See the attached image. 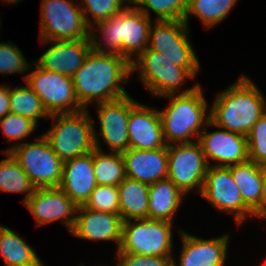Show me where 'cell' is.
I'll use <instances>...</instances> for the list:
<instances>
[{
	"mask_svg": "<svg viewBox=\"0 0 266 266\" xmlns=\"http://www.w3.org/2000/svg\"><path fill=\"white\" fill-rule=\"evenodd\" d=\"M84 206L96 211L119 214L118 186L97 185Z\"/></svg>",
	"mask_w": 266,
	"mask_h": 266,
	"instance_id": "33",
	"label": "cell"
},
{
	"mask_svg": "<svg viewBox=\"0 0 266 266\" xmlns=\"http://www.w3.org/2000/svg\"><path fill=\"white\" fill-rule=\"evenodd\" d=\"M21 50L11 42H0V74H23L32 67ZM30 65V66H29Z\"/></svg>",
	"mask_w": 266,
	"mask_h": 266,
	"instance_id": "34",
	"label": "cell"
},
{
	"mask_svg": "<svg viewBox=\"0 0 266 266\" xmlns=\"http://www.w3.org/2000/svg\"><path fill=\"white\" fill-rule=\"evenodd\" d=\"M24 205L37 225L60 220L70 232L74 227L78 206L60 188H36Z\"/></svg>",
	"mask_w": 266,
	"mask_h": 266,
	"instance_id": "15",
	"label": "cell"
},
{
	"mask_svg": "<svg viewBox=\"0 0 266 266\" xmlns=\"http://www.w3.org/2000/svg\"><path fill=\"white\" fill-rule=\"evenodd\" d=\"M131 74L130 62L123 56L90 50L73 74L76 96L84 109L88 104L109 102L128 95L121 85Z\"/></svg>",
	"mask_w": 266,
	"mask_h": 266,
	"instance_id": "1",
	"label": "cell"
},
{
	"mask_svg": "<svg viewBox=\"0 0 266 266\" xmlns=\"http://www.w3.org/2000/svg\"><path fill=\"white\" fill-rule=\"evenodd\" d=\"M10 113L27 117L37 125L40 118H50L42 100L28 85L10 86Z\"/></svg>",
	"mask_w": 266,
	"mask_h": 266,
	"instance_id": "30",
	"label": "cell"
},
{
	"mask_svg": "<svg viewBox=\"0 0 266 266\" xmlns=\"http://www.w3.org/2000/svg\"><path fill=\"white\" fill-rule=\"evenodd\" d=\"M53 43L35 62L43 69L72 77L92 49L90 39L41 41Z\"/></svg>",
	"mask_w": 266,
	"mask_h": 266,
	"instance_id": "20",
	"label": "cell"
},
{
	"mask_svg": "<svg viewBox=\"0 0 266 266\" xmlns=\"http://www.w3.org/2000/svg\"><path fill=\"white\" fill-rule=\"evenodd\" d=\"M167 151V178L185 195L195 188L201 194L209 165L200 143L171 144Z\"/></svg>",
	"mask_w": 266,
	"mask_h": 266,
	"instance_id": "12",
	"label": "cell"
},
{
	"mask_svg": "<svg viewBox=\"0 0 266 266\" xmlns=\"http://www.w3.org/2000/svg\"><path fill=\"white\" fill-rule=\"evenodd\" d=\"M96 25L103 39H99L100 36L95 34L92 26L89 38L94 51L121 55L131 62L135 54L137 57L148 46L151 18L137 7L127 6L123 11Z\"/></svg>",
	"mask_w": 266,
	"mask_h": 266,
	"instance_id": "3",
	"label": "cell"
},
{
	"mask_svg": "<svg viewBox=\"0 0 266 266\" xmlns=\"http://www.w3.org/2000/svg\"><path fill=\"white\" fill-rule=\"evenodd\" d=\"M189 0H143L137 8L151 18L153 11L157 21L184 20Z\"/></svg>",
	"mask_w": 266,
	"mask_h": 266,
	"instance_id": "31",
	"label": "cell"
},
{
	"mask_svg": "<svg viewBox=\"0 0 266 266\" xmlns=\"http://www.w3.org/2000/svg\"><path fill=\"white\" fill-rule=\"evenodd\" d=\"M184 195L169 178L149 185V219L173 223Z\"/></svg>",
	"mask_w": 266,
	"mask_h": 266,
	"instance_id": "24",
	"label": "cell"
},
{
	"mask_svg": "<svg viewBox=\"0 0 266 266\" xmlns=\"http://www.w3.org/2000/svg\"><path fill=\"white\" fill-rule=\"evenodd\" d=\"M0 254L6 266H45L34 249L8 227L0 226Z\"/></svg>",
	"mask_w": 266,
	"mask_h": 266,
	"instance_id": "27",
	"label": "cell"
},
{
	"mask_svg": "<svg viewBox=\"0 0 266 266\" xmlns=\"http://www.w3.org/2000/svg\"><path fill=\"white\" fill-rule=\"evenodd\" d=\"M126 177L151 185L167 178L168 151L165 148L140 150L129 148L121 153Z\"/></svg>",
	"mask_w": 266,
	"mask_h": 266,
	"instance_id": "22",
	"label": "cell"
},
{
	"mask_svg": "<svg viewBox=\"0 0 266 266\" xmlns=\"http://www.w3.org/2000/svg\"><path fill=\"white\" fill-rule=\"evenodd\" d=\"M207 127H219L247 136L254 124L266 113L261 91L247 76L240 78L216 96L209 109Z\"/></svg>",
	"mask_w": 266,
	"mask_h": 266,
	"instance_id": "2",
	"label": "cell"
},
{
	"mask_svg": "<svg viewBox=\"0 0 266 266\" xmlns=\"http://www.w3.org/2000/svg\"><path fill=\"white\" fill-rule=\"evenodd\" d=\"M126 1V6L131 7V5H133L132 7H137L143 0H125ZM128 4V5H127Z\"/></svg>",
	"mask_w": 266,
	"mask_h": 266,
	"instance_id": "40",
	"label": "cell"
},
{
	"mask_svg": "<svg viewBox=\"0 0 266 266\" xmlns=\"http://www.w3.org/2000/svg\"><path fill=\"white\" fill-rule=\"evenodd\" d=\"M6 159L0 161V191L9 193H27L22 200L26 201L33 195L36 187L32 184L30 178L18 164L16 159L10 154Z\"/></svg>",
	"mask_w": 266,
	"mask_h": 266,
	"instance_id": "28",
	"label": "cell"
},
{
	"mask_svg": "<svg viewBox=\"0 0 266 266\" xmlns=\"http://www.w3.org/2000/svg\"><path fill=\"white\" fill-rule=\"evenodd\" d=\"M263 190L261 197V219L266 218V164L262 165Z\"/></svg>",
	"mask_w": 266,
	"mask_h": 266,
	"instance_id": "39",
	"label": "cell"
},
{
	"mask_svg": "<svg viewBox=\"0 0 266 266\" xmlns=\"http://www.w3.org/2000/svg\"><path fill=\"white\" fill-rule=\"evenodd\" d=\"M238 0H189L184 16L188 25L189 17L195 15L205 28L214 27L225 20Z\"/></svg>",
	"mask_w": 266,
	"mask_h": 266,
	"instance_id": "29",
	"label": "cell"
},
{
	"mask_svg": "<svg viewBox=\"0 0 266 266\" xmlns=\"http://www.w3.org/2000/svg\"><path fill=\"white\" fill-rule=\"evenodd\" d=\"M221 129L207 132L205 127L199 135L198 142L208 165L210 166V159L217 161V164H212L213 166L224 167L247 162L249 160L247 136Z\"/></svg>",
	"mask_w": 266,
	"mask_h": 266,
	"instance_id": "16",
	"label": "cell"
},
{
	"mask_svg": "<svg viewBox=\"0 0 266 266\" xmlns=\"http://www.w3.org/2000/svg\"><path fill=\"white\" fill-rule=\"evenodd\" d=\"M33 65L35 69L24 80L40 97L50 116L84 110L76 96L72 77L43 69L36 62Z\"/></svg>",
	"mask_w": 266,
	"mask_h": 266,
	"instance_id": "11",
	"label": "cell"
},
{
	"mask_svg": "<svg viewBox=\"0 0 266 266\" xmlns=\"http://www.w3.org/2000/svg\"><path fill=\"white\" fill-rule=\"evenodd\" d=\"M80 2L85 22L89 28L101 21L108 20L127 7L124 5L125 0H81ZM88 14H90V18L94 19V22L88 19Z\"/></svg>",
	"mask_w": 266,
	"mask_h": 266,
	"instance_id": "32",
	"label": "cell"
},
{
	"mask_svg": "<svg viewBox=\"0 0 266 266\" xmlns=\"http://www.w3.org/2000/svg\"><path fill=\"white\" fill-rule=\"evenodd\" d=\"M129 148L154 150L167 146L159 110L137 103L129 113Z\"/></svg>",
	"mask_w": 266,
	"mask_h": 266,
	"instance_id": "17",
	"label": "cell"
},
{
	"mask_svg": "<svg viewBox=\"0 0 266 266\" xmlns=\"http://www.w3.org/2000/svg\"><path fill=\"white\" fill-rule=\"evenodd\" d=\"M228 167L241 192L244 204L254 213V217L260 219L263 190L262 165L248 160Z\"/></svg>",
	"mask_w": 266,
	"mask_h": 266,
	"instance_id": "23",
	"label": "cell"
},
{
	"mask_svg": "<svg viewBox=\"0 0 266 266\" xmlns=\"http://www.w3.org/2000/svg\"><path fill=\"white\" fill-rule=\"evenodd\" d=\"M117 266H172L174 257L147 256L117 252Z\"/></svg>",
	"mask_w": 266,
	"mask_h": 266,
	"instance_id": "37",
	"label": "cell"
},
{
	"mask_svg": "<svg viewBox=\"0 0 266 266\" xmlns=\"http://www.w3.org/2000/svg\"><path fill=\"white\" fill-rule=\"evenodd\" d=\"M182 250L179 264L173 258L172 266H224L229 242V234L214 239H203L180 231Z\"/></svg>",
	"mask_w": 266,
	"mask_h": 266,
	"instance_id": "19",
	"label": "cell"
},
{
	"mask_svg": "<svg viewBox=\"0 0 266 266\" xmlns=\"http://www.w3.org/2000/svg\"><path fill=\"white\" fill-rule=\"evenodd\" d=\"M16 159L36 188H59L62 180L63 161L52 150L43 136L34 142L19 143L5 149Z\"/></svg>",
	"mask_w": 266,
	"mask_h": 266,
	"instance_id": "6",
	"label": "cell"
},
{
	"mask_svg": "<svg viewBox=\"0 0 266 266\" xmlns=\"http://www.w3.org/2000/svg\"><path fill=\"white\" fill-rule=\"evenodd\" d=\"M172 227L170 222L152 219L125 221L117 252L173 257Z\"/></svg>",
	"mask_w": 266,
	"mask_h": 266,
	"instance_id": "7",
	"label": "cell"
},
{
	"mask_svg": "<svg viewBox=\"0 0 266 266\" xmlns=\"http://www.w3.org/2000/svg\"><path fill=\"white\" fill-rule=\"evenodd\" d=\"M162 97L170 100L168 107L159 111L167 146L198 141L199 135L210 121V112H207L208 102L199 83L182 92L179 91L178 94Z\"/></svg>",
	"mask_w": 266,
	"mask_h": 266,
	"instance_id": "4",
	"label": "cell"
},
{
	"mask_svg": "<svg viewBox=\"0 0 266 266\" xmlns=\"http://www.w3.org/2000/svg\"><path fill=\"white\" fill-rule=\"evenodd\" d=\"M37 126L31 119L13 113L0 119V127L11 145L13 141H20L30 136Z\"/></svg>",
	"mask_w": 266,
	"mask_h": 266,
	"instance_id": "36",
	"label": "cell"
},
{
	"mask_svg": "<svg viewBox=\"0 0 266 266\" xmlns=\"http://www.w3.org/2000/svg\"><path fill=\"white\" fill-rule=\"evenodd\" d=\"M248 159L258 165L266 164V113L247 135Z\"/></svg>",
	"mask_w": 266,
	"mask_h": 266,
	"instance_id": "35",
	"label": "cell"
},
{
	"mask_svg": "<svg viewBox=\"0 0 266 266\" xmlns=\"http://www.w3.org/2000/svg\"><path fill=\"white\" fill-rule=\"evenodd\" d=\"M119 215L123 222L149 219V185L126 177L119 185Z\"/></svg>",
	"mask_w": 266,
	"mask_h": 266,
	"instance_id": "25",
	"label": "cell"
},
{
	"mask_svg": "<svg viewBox=\"0 0 266 266\" xmlns=\"http://www.w3.org/2000/svg\"><path fill=\"white\" fill-rule=\"evenodd\" d=\"M137 103L127 95L117 100L96 104L100 137L109 146L110 152L122 153L129 149V113Z\"/></svg>",
	"mask_w": 266,
	"mask_h": 266,
	"instance_id": "14",
	"label": "cell"
},
{
	"mask_svg": "<svg viewBox=\"0 0 266 266\" xmlns=\"http://www.w3.org/2000/svg\"><path fill=\"white\" fill-rule=\"evenodd\" d=\"M76 214L70 232L73 236L93 241H115L118 250L123 225L119 214L96 211L85 206H79Z\"/></svg>",
	"mask_w": 266,
	"mask_h": 266,
	"instance_id": "18",
	"label": "cell"
},
{
	"mask_svg": "<svg viewBox=\"0 0 266 266\" xmlns=\"http://www.w3.org/2000/svg\"><path fill=\"white\" fill-rule=\"evenodd\" d=\"M188 28L184 20H155V25L152 23L150 27L147 48L163 54L170 62L188 69L196 77L200 62L189 41Z\"/></svg>",
	"mask_w": 266,
	"mask_h": 266,
	"instance_id": "9",
	"label": "cell"
},
{
	"mask_svg": "<svg viewBox=\"0 0 266 266\" xmlns=\"http://www.w3.org/2000/svg\"><path fill=\"white\" fill-rule=\"evenodd\" d=\"M97 186L92 152L63 162L59 188L79 207L84 206Z\"/></svg>",
	"mask_w": 266,
	"mask_h": 266,
	"instance_id": "21",
	"label": "cell"
},
{
	"mask_svg": "<svg viewBox=\"0 0 266 266\" xmlns=\"http://www.w3.org/2000/svg\"><path fill=\"white\" fill-rule=\"evenodd\" d=\"M40 40L90 39L81 5L71 0H41Z\"/></svg>",
	"mask_w": 266,
	"mask_h": 266,
	"instance_id": "8",
	"label": "cell"
},
{
	"mask_svg": "<svg viewBox=\"0 0 266 266\" xmlns=\"http://www.w3.org/2000/svg\"><path fill=\"white\" fill-rule=\"evenodd\" d=\"M95 149L92 151L94 174L97 185L118 186L125 178V164L121 153H104L99 135L94 132Z\"/></svg>",
	"mask_w": 266,
	"mask_h": 266,
	"instance_id": "26",
	"label": "cell"
},
{
	"mask_svg": "<svg viewBox=\"0 0 266 266\" xmlns=\"http://www.w3.org/2000/svg\"><path fill=\"white\" fill-rule=\"evenodd\" d=\"M200 195L219 211L234 214L238 225L247 217H254V213L244 204L229 167L210 165Z\"/></svg>",
	"mask_w": 266,
	"mask_h": 266,
	"instance_id": "13",
	"label": "cell"
},
{
	"mask_svg": "<svg viewBox=\"0 0 266 266\" xmlns=\"http://www.w3.org/2000/svg\"><path fill=\"white\" fill-rule=\"evenodd\" d=\"M130 67L131 74L138 69V79L145 84L152 96L176 94L187 78H195L188 69L173 64L163 54L149 48L131 61Z\"/></svg>",
	"mask_w": 266,
	"mask_h": 266,
	"instance_id": "10",
	"label": "cell"
},
{
	"mask_svg": "<svg viewBox=\"0 0 266 266\" xmlns=\"http://www.w3.org/2000/svg\"><path fill=\"white\" fill-rule=\"evenodd\" d=\"M10 113V86H0V119Z\"/></svg>",
	"mask_w": 266,
	"mask_h": 266,
	"instance_id": "38",
	"label": "cell"
},
{
	"mask_svg": "<svg viewBox=\"0 0 266 266\" xmlns=\"http://www.w3.org/2000/svg\"><path fill=\"white\" fill-rule=\"evenodd\" d=\"M5 2H8V3H13V4H15V3H17V2H19L20 0H4ZM22 1V0H21Z\"/></svg>",
	"mask_w": 266,
	"mask_h": 266,
	"instance_id": "41",
	"label": "cell"
},
{
	"mask_svg": "<svg viewBox=\"0 0 266 266\" xmlns=\"http://www.w3.org/2000/svg\"><path fill=\"white\" fill-rule=\"evenodd\" d=\"M87 110L50 116L55 123L43 136L63 162L90 153L96 148V130Z\"/></svg>",
	"mask_w": 266,
	"mask_h": 266,
	"instance_id": "5",
	"label": "cell"
}]
</instances>
